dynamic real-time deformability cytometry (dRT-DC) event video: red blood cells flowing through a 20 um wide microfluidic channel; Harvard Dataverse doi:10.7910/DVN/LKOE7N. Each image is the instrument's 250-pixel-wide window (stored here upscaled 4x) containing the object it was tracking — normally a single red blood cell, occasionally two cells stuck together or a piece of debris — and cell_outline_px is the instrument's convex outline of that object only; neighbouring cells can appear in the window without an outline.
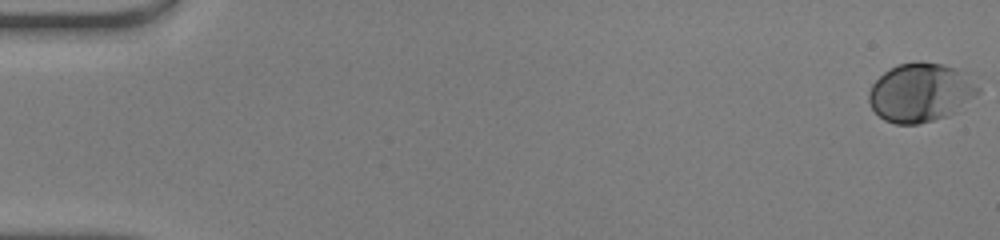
{"species": "human", "species_latin": "Homo sapiens", "temperature_condition": "warm", "stored_images_in_passage": 51, "camera_frame_rate_fps": 3000, "um_per_image_px": 0.085, "donor": {"sex": "male"}, "frame": {"image": 1, "passage_image": 1, "time_ms": 0.0, "image_size_px": [1000, 240], "cell_outline_px": [[980, 92], [976, 96], [948, 116], [920, 124], [896, 124], [884, 120], [872, 108], [868, 100], [868, 92], [872, 84], [884, 72], [896, 64], [916, 60], [944, 64], [968, 72], [980, 88]], "centroid_in_image_um": [78.27, 7.83], "position_along_channel_um": 6.7, "area_um2": 37.97}}
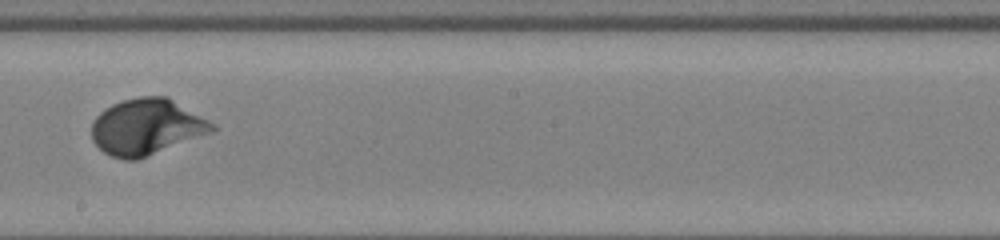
{"frame": {"image": 2, "passage_image": 30, "time_ms": 9.667, "image_size_px": [1000, 240], "cell_outline_px": [[216, 128], [212, 132], [136, 160], [124, 160], [112, 156], [104, 152], [92, 140], [92, 124], [96, 116], [104, 108], [112, 104], [124, 100], [140, 96], [168, 96], [216, 124]], "centroid_in_image_um": [12.46, 10.77], "position_along_channel_um": 235.7, "area_um2": 39.25}}
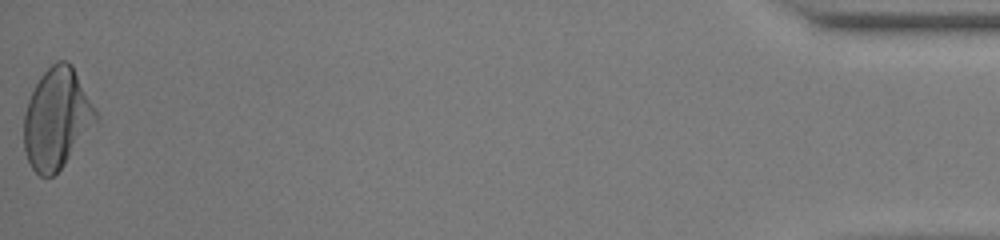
{"frame": {"image": 3, "passage_image": 51, "time_ms": 16.667, "image_size_px": [1000, 240], "cell_outline_px": [[100, 116], [64, 164], [52, 176], [40, 176], [32, 168], [28, 160], [24, 148], [24, 112], [28, 100], [40, 76], [56, 60], [68, 60], [72, 64], [96, 108]], "centroid_in_image_um": [4.83, 10.03], "position_along_channel_um": 430.4, "area_um2": 41.85}, "authors_computed_cell_mechanics": {"area_um2": 36.9342, "velocity_mm_per_s": 4.1497, "shape_relaxation_time_tau1_ms": 2.7809, "shape_relaxation_time_tau2_ms": null, "deformation_change_tau1": 0.1539, "deformation_change_tau2": null}}